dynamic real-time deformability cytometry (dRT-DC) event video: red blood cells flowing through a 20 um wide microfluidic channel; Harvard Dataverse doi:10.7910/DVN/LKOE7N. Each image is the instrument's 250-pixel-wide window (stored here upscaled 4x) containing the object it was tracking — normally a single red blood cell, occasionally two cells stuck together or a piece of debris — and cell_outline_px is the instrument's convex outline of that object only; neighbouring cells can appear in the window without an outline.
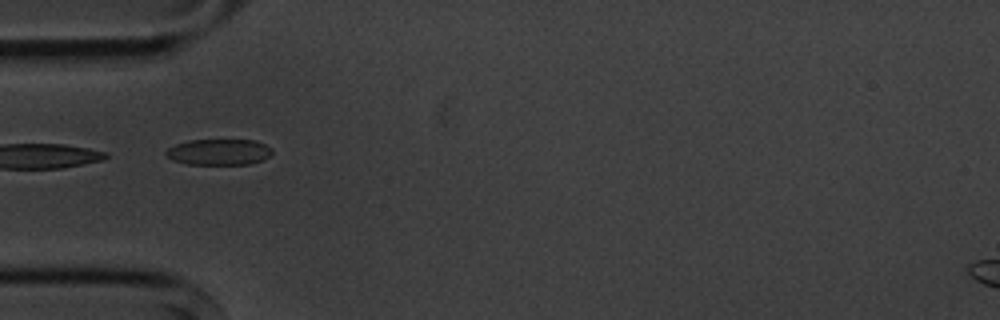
{"species": "common noctule bat (a hibernating species)", "species_latin": "Nyctalus noctula", "temperature_condition": "cold", "stored_images_in_passage": 5, "camera_frame_rate_fps": 3000, "um_per_image_px": 0.085, "animal": {"sex": "male", "body_mass_g": 20.1, "forearm_length_mm": 53.5}, "frame": {"image": 1, "passage_image": 2, "time_ms": 1.333, "image_size_px": [1000, 320], "cell_outline_px": [[272, 152], [264, 160], [248, 164], [188, 164], [172, 160], [164, 152], [168, 148], [176, 144], [188, 140], [256, 140], [272, 148]], "centroid_in_image_um": [18.61, 12.92], "position_along_channel_um": 66.4, "area_um2": 16.07}}
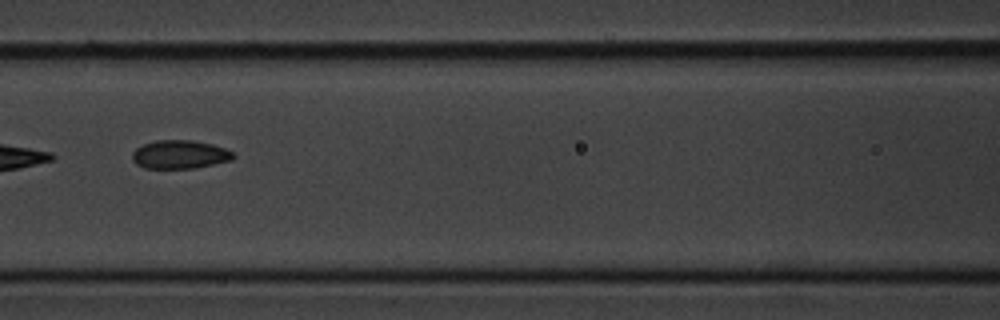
{"frame": {"image": 2, "passage_image": 4, "time_ms": 3.667, "image_size_px": [1000, 320], "cell_outline_px": [[236, 156], [232, 160], [196, 168], [144, 168], [136, 164], [132, 160], [132, 152], [136, 148], [144, 144], [156, 140], [192, 140], [212, 144], [224, 148], [232, 152]], "centroid_in_image_um": [15.28, 13.13], "position_along_channel_um": 151.3, "area_um2": 16.82}}
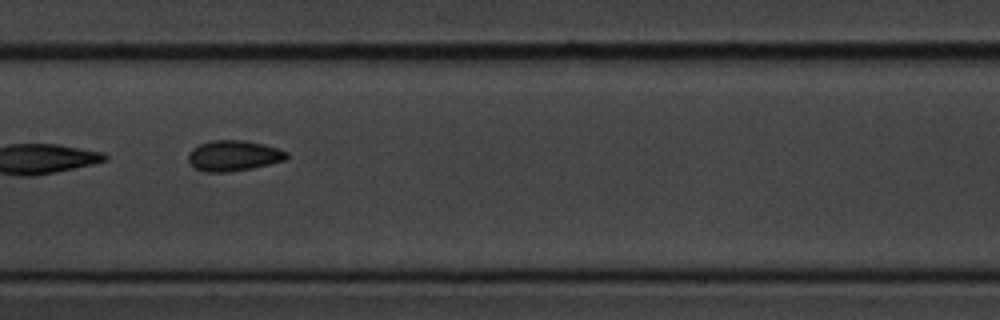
{"frame": {"image": 3, "passage_image": 5, "time_ms": 4.667, "image_size_px": [1000, 320], "cell_outline_px": [[288, 160], [252, 168], [228, 172], [204, 172], [196, 168], [188, 160], [188, 152], [192, 148], [200, 144], [212, 140], [244, 140], [264, 144], [288, 152]], "centroid_in_image_um": [19.87, 13.23], "position_along_channel_um": 187.5, "area_um2": 17.63}}